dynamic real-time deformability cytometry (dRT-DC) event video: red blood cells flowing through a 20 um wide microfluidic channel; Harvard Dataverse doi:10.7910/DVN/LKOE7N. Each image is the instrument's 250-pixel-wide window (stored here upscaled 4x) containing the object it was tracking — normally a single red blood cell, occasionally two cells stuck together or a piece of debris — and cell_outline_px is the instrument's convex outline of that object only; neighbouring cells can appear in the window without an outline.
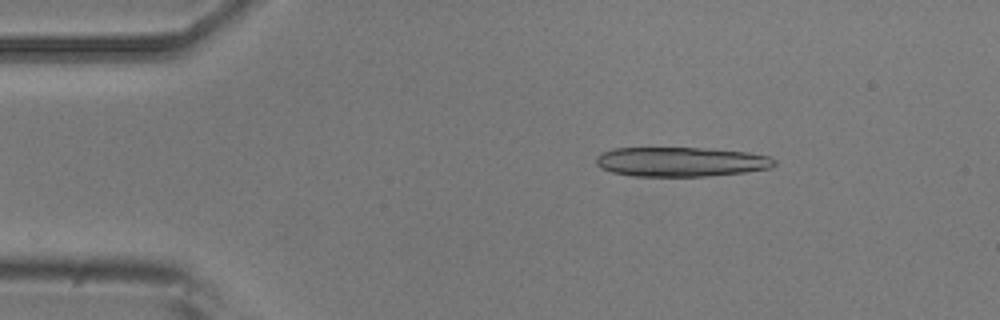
{"species": "common noctule bat (a hibernating species)", "species_latin": "Nyctalus noctula", "temperature_condition": "room temperature", "stored_images_in_passage": 50, "segment_of_instrument_passage": [1, 2], "camera_frame_rate_fps": 3000, "um_per_image_px": 0.085, "animal": {"sex": "male", "body_mass_g": 20.5, "forearm_length_mm": 52.5}, "frame": {"image": 1, "passage_image": 8, "time_ms": 2.333, "image_size_px": [1000, 320], "cell_outline_px": [[776, 164], [772, 168], [744, 172], [708, 176], [632, 176], [612, 172], [600, 168], [596, 164], [596, 156], [600, 152], [612, 148], [704, 148], [748, 152], [768, 156], [776, 160]], "centroid_in_image_um": [57.85, 13.75], "position_along_channel_um": 27.1, "area_um2": 30.87}}